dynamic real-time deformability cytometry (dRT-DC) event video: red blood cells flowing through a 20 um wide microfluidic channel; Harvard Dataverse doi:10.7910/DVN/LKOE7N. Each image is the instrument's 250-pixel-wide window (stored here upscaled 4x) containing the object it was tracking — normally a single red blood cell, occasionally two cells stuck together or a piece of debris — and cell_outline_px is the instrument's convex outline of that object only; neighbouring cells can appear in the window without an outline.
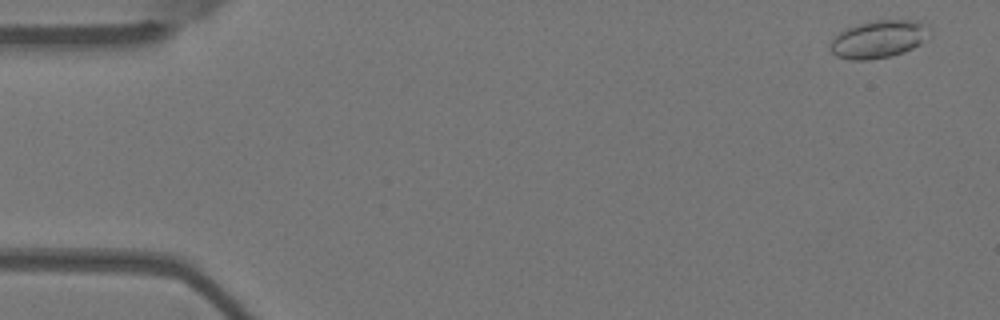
{"species": "Egyptian fruit bat (a non-hibernating species)", "species_latin": "Rousettus aegyptiacus", "temperature_condition": "warm", "stored_images_in_passage": 3, "camera_frame_rate_fps": 3000, "um_per_image_px": 0.085, "animal": {"sex": "female"}, "frame": {"image": 1, "passage_image": 1, "time_ms": 0.0, "image_size_px": [1000, 320], "cell_outline_px": [[932, 32], [928, 40], [904, 52], [892, 56], [868, 60], [848, 60], [836, 56], [828, 48], [828, 44], [844, 28], [876, 20], [920, 20], [928, 24], [932, 28]], "centroid_in_image_um": [74.74, 3.33], "position_along_channel_um": 10.3, "area_um2": 22.37}}